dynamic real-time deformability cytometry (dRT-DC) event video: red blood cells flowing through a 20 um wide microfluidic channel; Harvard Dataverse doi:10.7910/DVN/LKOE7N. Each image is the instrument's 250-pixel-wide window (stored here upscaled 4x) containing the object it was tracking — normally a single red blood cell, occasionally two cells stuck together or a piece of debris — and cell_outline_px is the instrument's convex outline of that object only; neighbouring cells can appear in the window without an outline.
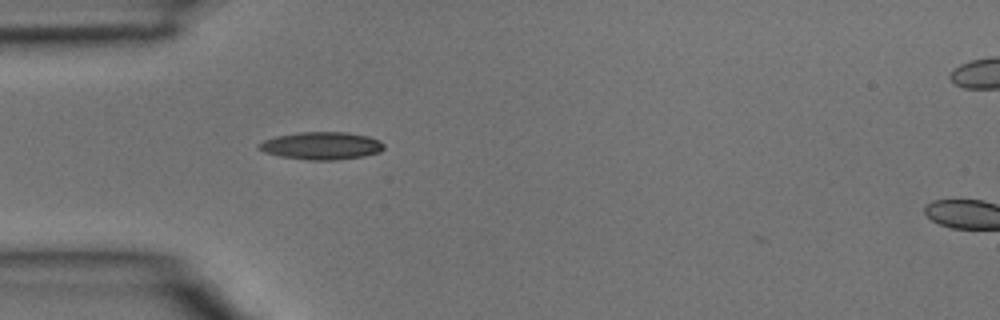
{"species": "common noctule bat (a hibernating species)", "species_latin": "Nyctalus noctula", "temperature_condition": "room temperature", "stored_images_in_passage": 2, "camera_frame_rate_fps": 3000, "um_per_image_px": 0.085, "animal": {"sex": "male", "body_mass_g": 15.6}, "frame": {"image": 1, "passage_image": 1, "time_ms": 0.0, "image_size_px": [1000, 320], "cell_outline_px": [[384, 148], [380, 152], [364, 156], [336, 160], [312, 160], [280, 156], [264, 152], [256, 144], [264, 140], [276, 136], [300, 132], [344, 132], [368, 136], [380, 140], [384, 144]], "centroid_in_image_um": [27.34, 12.38], "position_along_channel_um": 57.7, "area_um2": 20.06}}